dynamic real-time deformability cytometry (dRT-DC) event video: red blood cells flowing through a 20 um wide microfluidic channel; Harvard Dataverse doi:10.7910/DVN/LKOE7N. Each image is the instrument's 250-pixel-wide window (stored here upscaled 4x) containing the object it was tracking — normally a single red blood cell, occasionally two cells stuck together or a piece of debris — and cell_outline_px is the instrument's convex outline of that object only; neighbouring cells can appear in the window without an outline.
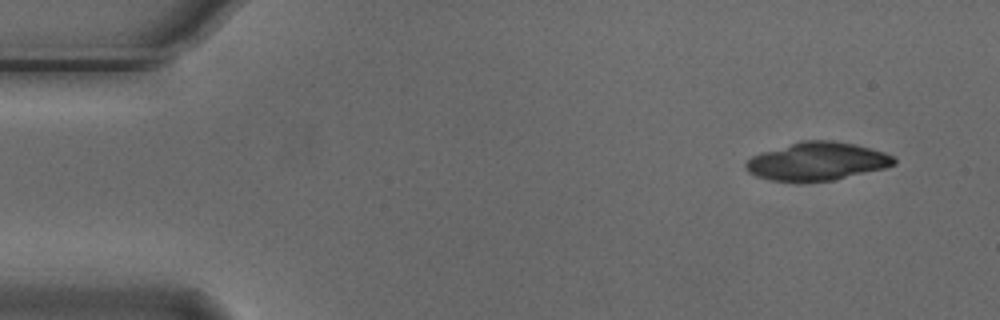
{"species": "Egyptian fruit bat (a non-hibernating species)", "species_latin": "Rousettus aegyptiacus", "temperature_condition": "cold", "stored_images_in_passage": 4, "camera_frame_rate_fps": 3000, "um_per_image_px": 0.085, "animal": {"sex": "male"}, "frame": {"image": 1, "passage_image": 1, "time_ms": 0.0, "image_size_px": [1000, 320], "cell_outline_px": [[896, 164], [884, 168], [832, 180], [768, 180], [756, 176], [748, 172], [744, 168], [744, 164], [752, 156], [760, 152], [804, 140], [832, 140], [856, 144], [884, 152], [892, 156], [896, 160]], "centroid_in_image_um": [69.44, 13.69], "position_along_channel_um": 15.6, "area_um2": 32.48}}